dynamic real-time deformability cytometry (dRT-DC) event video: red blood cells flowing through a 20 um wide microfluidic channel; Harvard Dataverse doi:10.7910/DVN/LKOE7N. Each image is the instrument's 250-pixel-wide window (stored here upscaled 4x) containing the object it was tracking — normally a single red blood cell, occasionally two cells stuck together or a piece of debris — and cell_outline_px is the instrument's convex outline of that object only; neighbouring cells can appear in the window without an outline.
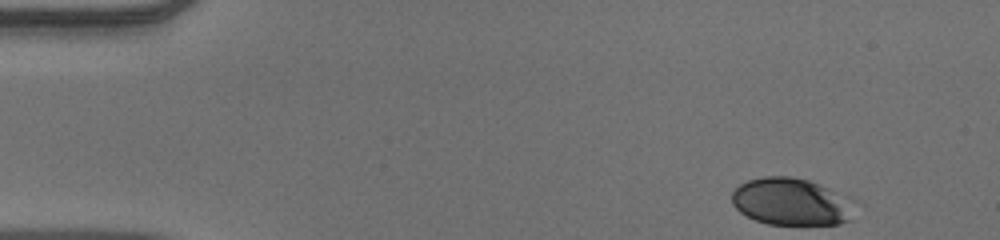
{"species": "human", "species_latin": "Homo sapiens", "temperature_condition": "warm", "stored_images_in_passage": 48, "camera_frame_rate_fps": 3000, "um_per_image_px": 0.085, "donor": {"sex": "male"}, "frame": {"image": 1, "passage_image": 1, "time_ms": 0.0, "image_size_px": [1000, 240], "cell_outline_px": [[856, 200], [852, 220], [840, 224], [768, 224], [756, 220], [740, 212], [732, 204], [732, 192], [740, 184], [748, 180], [764, 176], [792, 176], [808, 180], [820, 184], [852, 196]], "centroid_in_image_um": [67.35, 17.14], "position_along_channel_um": 17.7, "area_um2": 34.51}}
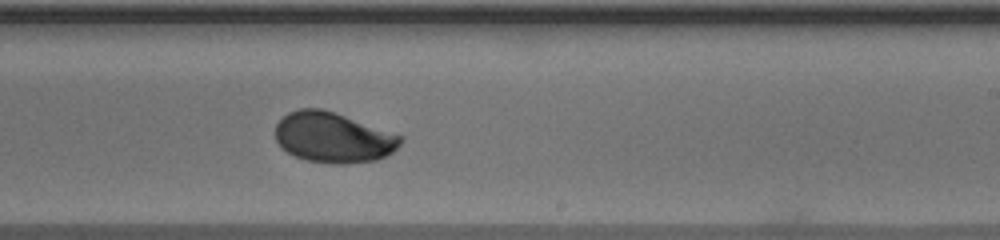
{"frame": {"image": 2, "passage_image": 28, "time_ms": 9.0, "image_size_px": [1000, 240], "cell_outline_px": [[404, 140], [388, 156], [376, 160], [348, 164], [336, 164], [308, 160], [296, 156], [280, 148], [276, 140], [276, 124], [288, 112], [300, 108], [320, 108], [336, 112], [404, 136]], "centroid_in_image_um": [28.35, 11.68], "position_along_channel_um": 260.7, "area_um2": 36.99}}
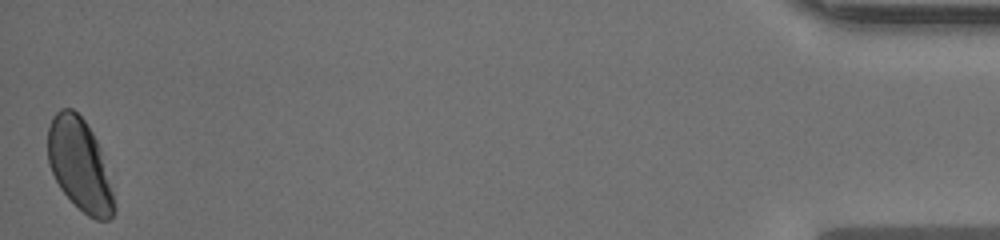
{"frame": {"image": 3, "passage_image": 48, "time_ms": 15.667, "image_size_px": [1000, 240], "cell_outline_px": [[116, 212], [108, 220], [96, 220], [88, 216], [60, 188], [48, 164], [48, 128], [52, 116], [60, 108], [72, 108], [84, 120], [92, 132], [100, 148], [112, 192], [116, 208]], "centroid_in_image_um": [6.76, 14.0], "position_along_channel_um": 428.4, "area_um2": 35.14}, "authors_computed_cell_mechanics": {"area_um2": 36.0383, "velocity_mm_per_s": 3.906, "shape_relaxation_time_tau1_ms": 3.3818, "shape_relaxation_time_tau2_ms": null, "deformation_change_tau1": 0.1326, "deformation_change_tau2": null}}